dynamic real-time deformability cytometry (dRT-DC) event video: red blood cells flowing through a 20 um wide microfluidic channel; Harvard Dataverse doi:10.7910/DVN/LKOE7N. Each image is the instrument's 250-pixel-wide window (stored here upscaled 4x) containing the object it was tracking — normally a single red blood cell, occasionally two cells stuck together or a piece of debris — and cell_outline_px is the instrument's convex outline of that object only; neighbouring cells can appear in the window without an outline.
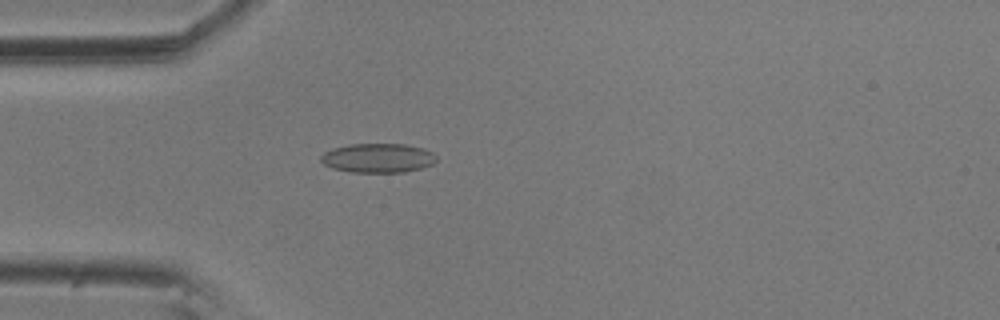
{"species": "common noctule bat (a hibernating species)", "species_latin": "Nyctalus noctula", "temperature_condition": "room temperature", "stored_images_in_passage": 5, "camera_frame_rate_fps": 3000, "um_per_image_px": 0.085, "animal": {"sex": "male", "body_mass_g": 20.5, "forearm_length_mm": 52.5}, "frame": {"image": 1, "passage_image": 5, "time_ms": 1.333, "image_size_px": [1000, 320], "cell_outline_px": [[436, 160], [432, 164], [420, 168], [404, 172], [352, 172], [332, 168], [324, 164], [320, 160], [320, 156], [324, 152], [332, 148], [348, 144], [404, 144], [424, 148], [432, 152], [436, 156]], "centroid_in_image_um": [32.1, 13.42], "position_along_channel_um": 52.9, "area_um2": 19.71}}